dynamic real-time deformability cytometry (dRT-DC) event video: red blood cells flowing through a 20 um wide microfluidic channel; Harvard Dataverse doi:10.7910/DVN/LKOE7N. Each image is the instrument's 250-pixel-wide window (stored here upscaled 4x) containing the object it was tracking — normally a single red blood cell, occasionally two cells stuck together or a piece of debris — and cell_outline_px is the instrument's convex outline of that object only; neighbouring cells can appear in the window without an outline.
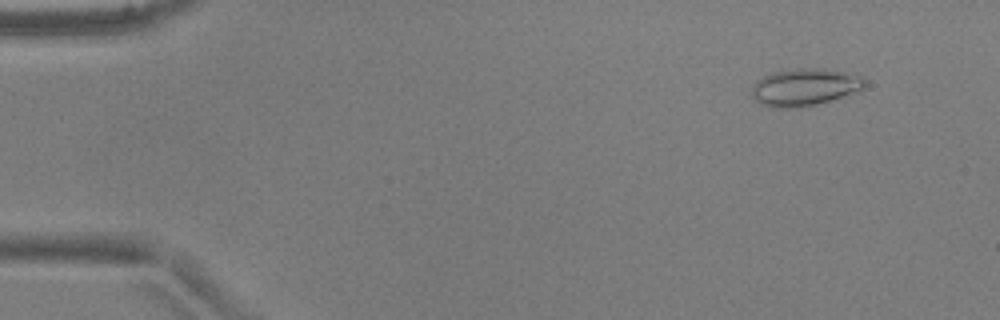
{"species": "common noctule bat (a hibernating species)", "species_latin": "Nyctalus noctula", "temperature_condition": "warm", "stored_images_in_passage": 7, "camera_frame_rate_fps": 3000, "um_per_image_px": 0.085, "animal": {"sex": "male", "body_mass_g": 17.9, "forearm_length_mm": 54.2}, "frame": {"image": 1, "passage_image": 5, "time_ms": 1.333, "image_size_px": [1000, 320], "cell_outline_px": [[864, 88], [816, 104], [800, 108], [772, 108], [760, 104], [752, 96], [752, 88], [756, 80], [772, 72], [800, 68], [820, 68], [840, 72], [856, 76], [864, 80]], "centroid_in_image_um": [68.28, 7.42], "position_along_channel_um": 16.7, "area_um2": 23.99}}